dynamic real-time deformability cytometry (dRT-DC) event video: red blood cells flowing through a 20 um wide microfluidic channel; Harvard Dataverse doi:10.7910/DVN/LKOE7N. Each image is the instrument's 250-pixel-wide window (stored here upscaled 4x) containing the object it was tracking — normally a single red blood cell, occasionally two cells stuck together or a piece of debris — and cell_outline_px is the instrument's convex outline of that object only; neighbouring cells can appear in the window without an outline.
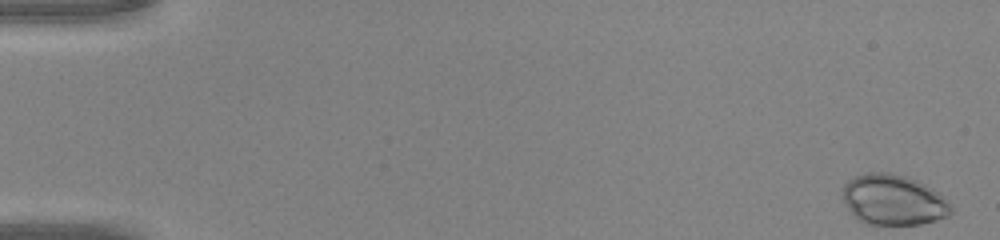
{"species": "common noctule bat (a hibernating species)", "species_latin": "Nyctalus noctula", "temperature_condition": "warm", "stored_images_in_passage": 12, "camera_frame_rate_fps": 3000, "um_per_image_px": 0.085, "animal": {"sex": "male", "body_mass_g": 20.0, "forearm_length_mm": 53.3}, "frame": {"image": 1, "passage_image": 1, "time_ms": 0.0, "image_size_px": [1000, 240], "cell_outline_px": [[952, 212], [948, 216], [936, 220], [920, 224], [864, 224], [856, 220], [848, 208], [844, 200], [844, 184], [848, 180], [856, 176], [868, 172], [888, 172], [908, 176], [940, 192], [952, 208]], "centroid_in_image_um": [75.94, 16.99], "position_along_channel_um": 9.1, "area_um2": 31.96}}